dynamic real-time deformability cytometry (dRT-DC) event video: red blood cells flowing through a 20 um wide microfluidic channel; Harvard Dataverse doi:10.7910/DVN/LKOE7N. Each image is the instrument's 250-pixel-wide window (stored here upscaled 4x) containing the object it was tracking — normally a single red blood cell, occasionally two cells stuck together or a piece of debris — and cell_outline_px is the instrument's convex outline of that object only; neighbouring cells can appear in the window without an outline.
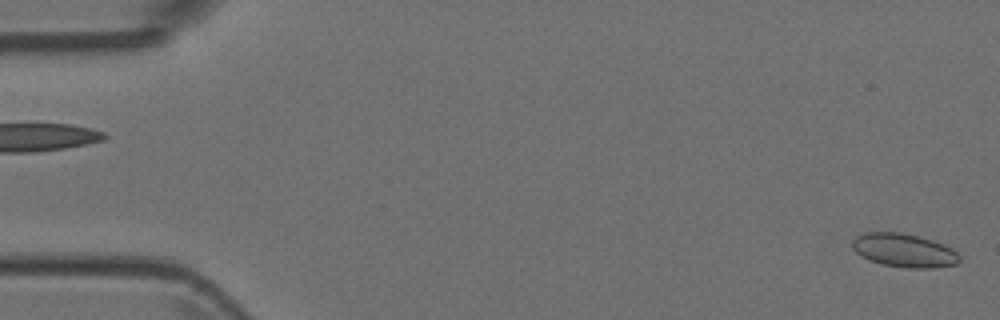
{"species": "Egyptian fruit bat (a non-hibernating species)", "species_latin": "Rousettus aegyptiacus", "temperature_condition": "room temperature", "stored_images_in_passage": 3, "segment_of_instrument_passage": [2, 2], "camera_frame_rate_fps": 3000, "um_per_image_px": 0.085, "animal": {"sex": "female"}, "frame": {"image": 1, "passage_image": 3, "time_ms": 0.667, "image_size_px": [1000, 320], "cell_outline_px": [[960, 260], [956, 264], [936, 268], [908, 268], [884, 264], [860, 256], [852, 248], [852, 240], [856, 236], [864, 232], [900, 232], [920, 236], [944, 244], [952, 248], [960, 256]], "centroid_in_image_um": [76.85, 21.27], "position_along_channel_um": 8.1, "area_um2": 21.04}}